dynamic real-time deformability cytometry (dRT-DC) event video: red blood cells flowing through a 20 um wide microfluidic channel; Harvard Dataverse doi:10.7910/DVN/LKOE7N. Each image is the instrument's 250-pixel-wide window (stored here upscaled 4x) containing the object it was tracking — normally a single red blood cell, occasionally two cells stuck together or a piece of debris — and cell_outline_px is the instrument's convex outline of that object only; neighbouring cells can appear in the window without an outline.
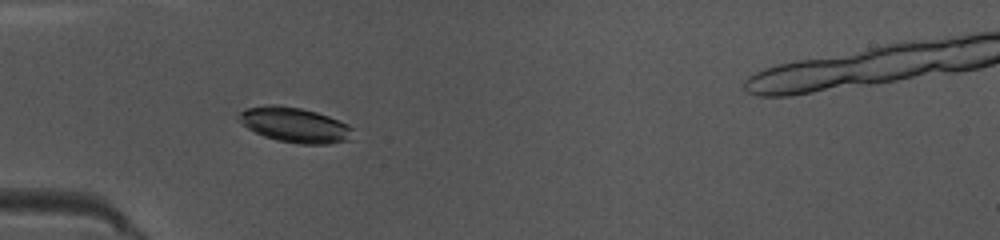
{"species": "common noctule bat (a hibernating species)", "species_latin": "Nyctalus noctula", "temperature_condition": "warm", "stored_images_in_passage": 49, "camera_frame_rate_fps": 3000, "um_per_image_px": 0.085, "animal": {"sex": "female", "body_mass_g": 10.0, "forearm_length_mm": 53.1}, "frame": {"image": 1, "passage_image": 16, "time_ms": 5.0, "image_size_px": [1000, 240], "cell_outline_px": [[352, 128], [348, 140], [328, 144], [300, 144], [276, 140], [264, 136], [248, 128], [236, 120], [236, 116], [240, 112], [248, 108], [268, 104], [276, 104], [300, 108], [316, 112], [328, 116], [348, 124]], "centroid_in_image_um": [25.0, 10.61], "position_along_channel_um": 60.0, "area_um2": 23.18}}
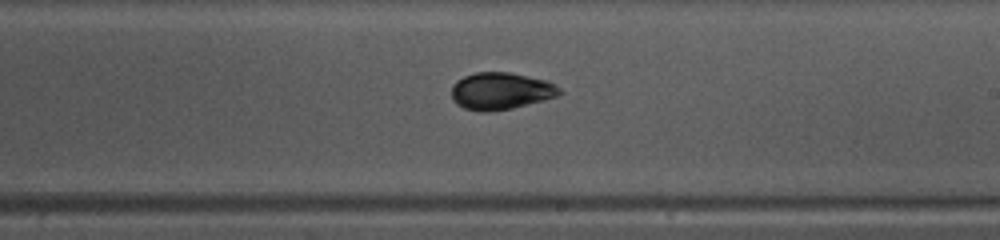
{"frame": {"image": 2, "passage_image": 30, "time_ms": 9.667, "image_size_px": [1000, 240], "cell_outline_px": [[564, 92], [556, 96], [544, 100], [512, 108], [488, 112], [480, 112], [464, 108], [456, 104], [452, 100], [452, 84], [456, 80], [464, 76], [476, 72], [508, 72], [544, 80], [560, 88]], "centroid_in_image_um": [42.52, 7.74], "position_along_channel_um": 246.5, "area_um2": 23.29}}
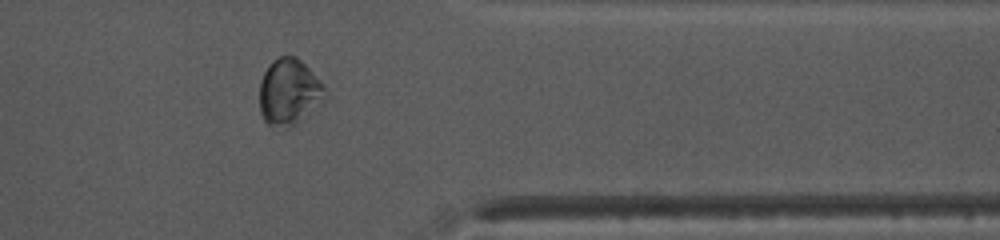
{"frame": {"image": 3, "passage_image": 41, "time_ms": 13.333, "image_size_px": [1000, 240], "cell_outline_px": [[324, 104], [288, 128], [272, 128], [264, 120], [260, 112], [260, 80], [264, 72], [272, 60], [288, 52], [296, 56], [324, 84]], "centroid_in_image_um": [24.56, 7.81], "position_along_channel_um": 386.8, "area_um2": 25.72}}